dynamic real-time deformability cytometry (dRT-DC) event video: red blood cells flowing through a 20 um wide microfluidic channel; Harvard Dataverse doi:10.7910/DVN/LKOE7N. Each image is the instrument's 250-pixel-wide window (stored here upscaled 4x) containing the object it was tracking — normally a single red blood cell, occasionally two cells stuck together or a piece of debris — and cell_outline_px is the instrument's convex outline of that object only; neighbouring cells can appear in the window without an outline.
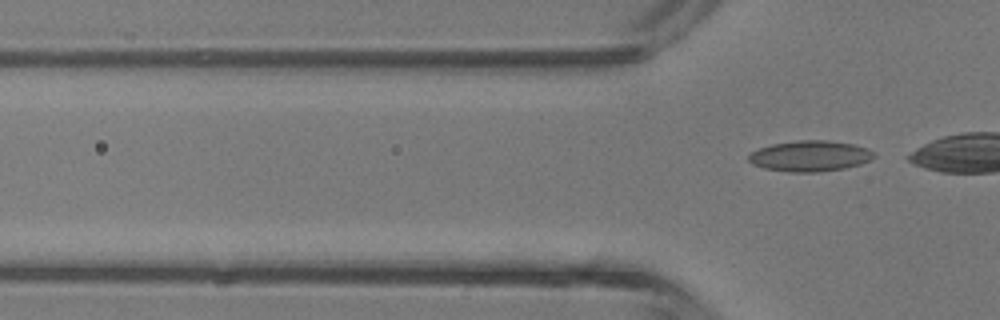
{"species": "common noctule bat (a hibernating species)", "species_latin": "Nyctalus noctula", "temperature_condition": "room temperature", "stored_images_in_passage": 6, "camera_frame_rate_fps": 3000, "um_per_image_px": 0.085, "animal": {"sex": "male", "body_mass_g": 13.3}, "frame": {"image": 1, "passage_image": 6, "time_ms": 6.667, "image_size_px": [1000, 320], "cell_outline_px": [[876, 156], [872, 160], [860, 164], [844, 168], [820, 172], [788, 172], [764, 168], [752, 164], [748, 160], [748, 156], [752, 152], [760, 148], [772, 144], [800, 140], [828, 140], [852, 144], [868, 148], [876, 152]], "centroid_in_image_um": [68.89, 13.26], "position_along_channel_um": 56.9, "area_um2": 22.6}}